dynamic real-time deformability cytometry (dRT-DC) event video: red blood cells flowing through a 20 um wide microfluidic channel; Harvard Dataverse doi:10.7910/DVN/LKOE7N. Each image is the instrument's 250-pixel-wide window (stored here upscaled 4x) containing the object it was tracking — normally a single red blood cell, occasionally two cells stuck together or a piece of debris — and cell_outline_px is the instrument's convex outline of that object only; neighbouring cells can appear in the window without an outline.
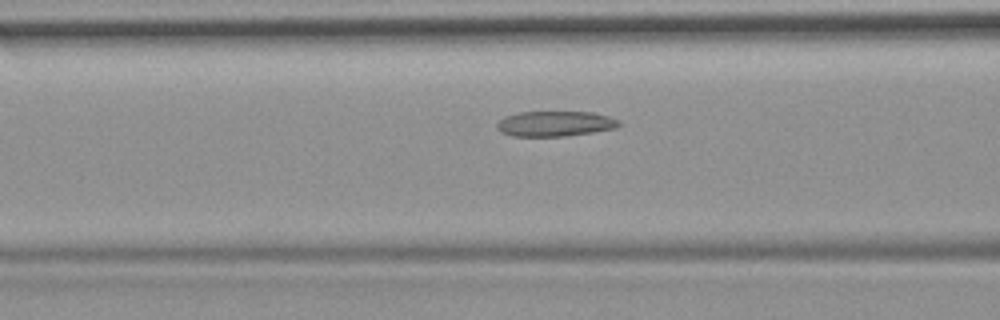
{"species": "common noctule bat (a hibernating species)", "species_latin": "Nyctalus noctula", "temperature_condition": "room temperature", "stored_images_in_passage": 51, "camera_frame_rate_fps": 3000, "um_per_image_px": 0.085, "animal": {"sex": "female", "body_mass_g": 19.9}, "frame": {"image": 1, "passage_image": 18, "time_ms": 5.667, "image_size_px": [1000, 320], "cell_outline_px": [[620, 124], [616, 128], [568, 136], [512, 136], [500, 132], [496, 128], [496, 124], [504, 116], [520, 112], [592, 112], [608, 116], [620, 120]], "centroid_in_image_um": [47.16, 10.52], "position_along_channel_um": 119.4, "area_um2": 18.03}}
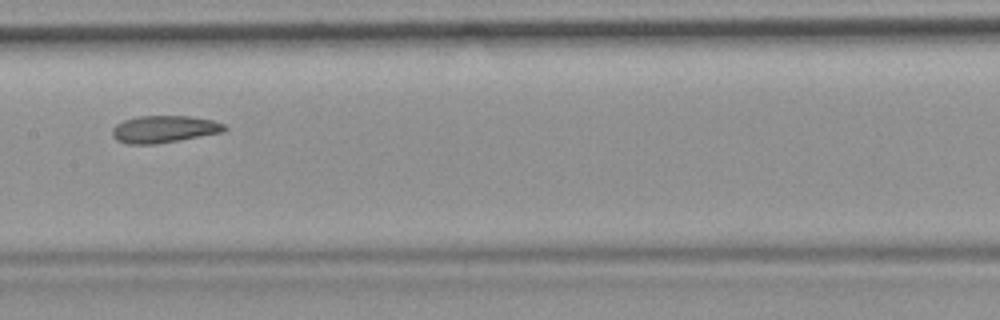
{"frame": {"image": 2, "passage_image": 24, "time_ms": 7.667, "image_size_px": [1000, 320], "cell_outline_px": [[228, 128], [224, 132], [156, 144], [128, 144], [116, 140], [112, 136], [112, 128], [116, 124], [124, 120], [136, 116], [188, 116], [212, 120], [224, 124]], "centroid_in_image_um": [13.93, 10.98], "position_along_channel_um": 193.5, "area_um2": 17.8}}
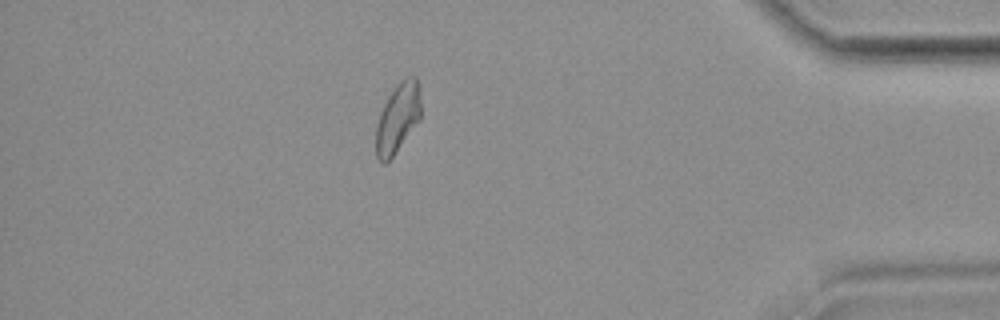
{"frame": {"image": 3, "passage_image": 44, "time_ms": 14.333, "image_size_px": [1000, 320], "cell_outline_px": [[420, 120], [392, 156], [384, 164], [376, 156], [376, 128], [380, 112], [388, 96], [396, 84], [400, 80], [408, 76], [416, 76], [420, 84]], "centroid_in_image_um": [33.82, 9.97], "position_along_channel_um": 401.4, "area_um2": 18.15}, "authors_computed_cell_mechanics": {"area_um2": 18.6694, "velocity_mm_per_s": 3.7079, "shape_relaxation_time_tau1_ms": null, "shape_relaxation_time_tau2_ms": 2.7672, "deformation_change_tau1": null, "deformation_change_tau2": 0.0937}}